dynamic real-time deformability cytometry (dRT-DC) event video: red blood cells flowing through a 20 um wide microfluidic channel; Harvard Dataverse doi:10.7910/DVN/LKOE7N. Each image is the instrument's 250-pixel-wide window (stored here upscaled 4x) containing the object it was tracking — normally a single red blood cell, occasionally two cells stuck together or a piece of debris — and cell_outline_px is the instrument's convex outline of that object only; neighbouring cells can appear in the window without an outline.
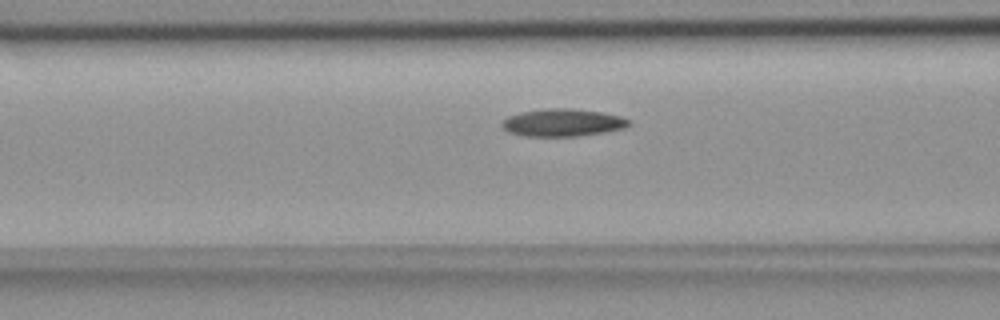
{"species": "common noctule bat (a hibernating species)", "species_latin": "Nyctalus noctula", "temperature_condition": "room temperature", "stored_images_in_passage": 39, "camera_frame_rate_fps": 3000, "um_per_image_px": 0.085, "animal": {"sex": "female", "body_mass_g": 18.4}, "frame": {"image": 1, "passage_image": 6, "time_ms": 1.667, "image_size_px": [1000, 320], "cell_outline_px": [[632, 120], [624, 128], [580, 136], [524, 136], [508, 132], [500, 124], [508, 116], [520, 112], [544, 108], [572, 108], [600, 112], [620, 116]], "centroid_in_image_um": [47.8, 10.41], "position_along_channel_um": 118.8, "area_um2": 20.35}}
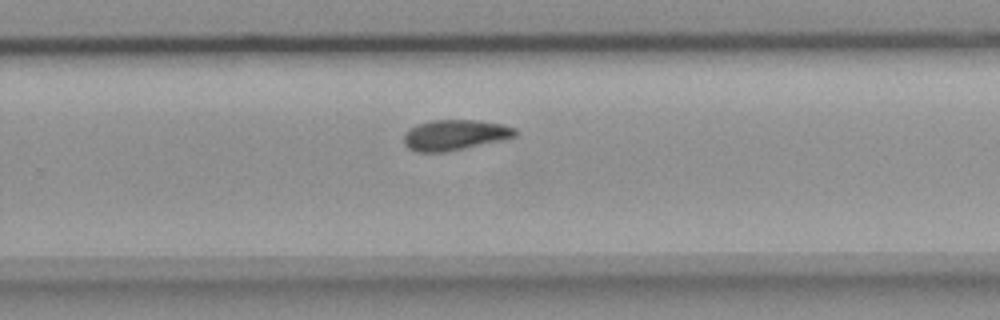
{"frame": {"image": 2, "passage_image": 20, "time_ms": 6.333, "image_size_px": [1000, 320], "cell_outline_px": [[516, 136], [500, 140], [464, 148], [444, 152], [416, 152], [408, 148], [404, 144], [404, 132], [408, 128], [416, 124], [432, 120], [480, 120], [504, 124], [516, 128]], "centroid_in_image_um": [38.62, 11.46], "position_along_channel_um": 291.2, "area_um2": 19.88}}
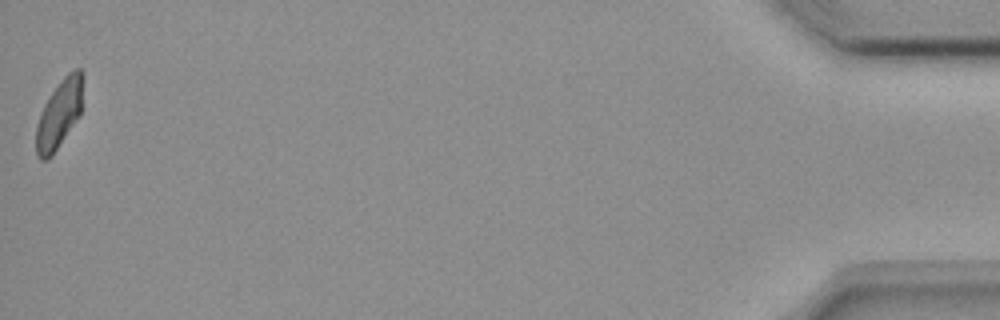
{"frame": {"image": 3, "passage_image": 39, "time_ms": 12.667, "image_size_px": [1000, 320], "cell_outline_px": [[84, 76], [80, 116], [52, 156], [48, 160], [40, 160], [36, 156], [36, 124], [40, 112], [44, 104], [60, 80], [68, 72], [76, 68], [80, 68], [84, 72]], "centroid_in_image_um": [5.04, 9.68], "position_along_channel_um": 430.2, "area_um2": 19.07}, "authors_computed_cell_mechanics": {"area_um2": 19.652, "velocity_mm_per_s": 3.6967, "shape_relaxation_time_tau1_ms": 7.2811, "shape_relaxation_time_tau2_ms": null, "deformation_change_tau1": 0.1586, "deformation_change_tau2": null}}